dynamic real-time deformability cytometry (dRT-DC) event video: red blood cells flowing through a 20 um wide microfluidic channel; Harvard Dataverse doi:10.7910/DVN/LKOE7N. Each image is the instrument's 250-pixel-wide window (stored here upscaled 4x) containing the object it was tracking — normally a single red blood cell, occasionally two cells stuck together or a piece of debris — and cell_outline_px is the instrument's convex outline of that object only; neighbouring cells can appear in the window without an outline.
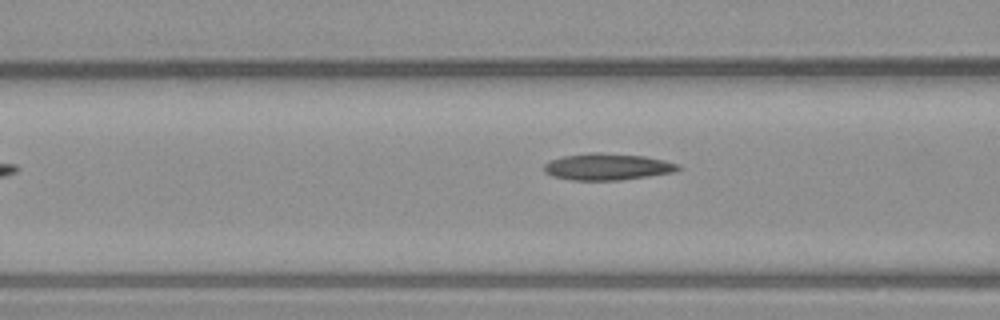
{"species": "common noctule bat (a hibernating species)", "species_latin": "Nyctalus noctula", "temperature_condition": "warm", "stored_images_in_passage": 6, "camera_frame_rate_fps": 3000, "um_per_image_px": 0.085, "animal": {"sex": "male", "body_mass_g": 23.1, "forearm_length_mm": 52.7}, "frame": {"image": 1, "passage_image": 4, "time_ms": 1.0, "image_size_px": [1000, 320], "cell_outline_px": [[680, 168], [672, 172], [648, 176], [620, 180], [572, 180], [552, 176], [544, 172], [544, 164], [552, 160], [564, 156], [588, 152], [600, 152], [644, 156], [664, 160], [680, 164]], "centroid_in_image_um": [51.61, 14.17], "position_along_channel_um": 115.0, "area_um2": 20.75}}